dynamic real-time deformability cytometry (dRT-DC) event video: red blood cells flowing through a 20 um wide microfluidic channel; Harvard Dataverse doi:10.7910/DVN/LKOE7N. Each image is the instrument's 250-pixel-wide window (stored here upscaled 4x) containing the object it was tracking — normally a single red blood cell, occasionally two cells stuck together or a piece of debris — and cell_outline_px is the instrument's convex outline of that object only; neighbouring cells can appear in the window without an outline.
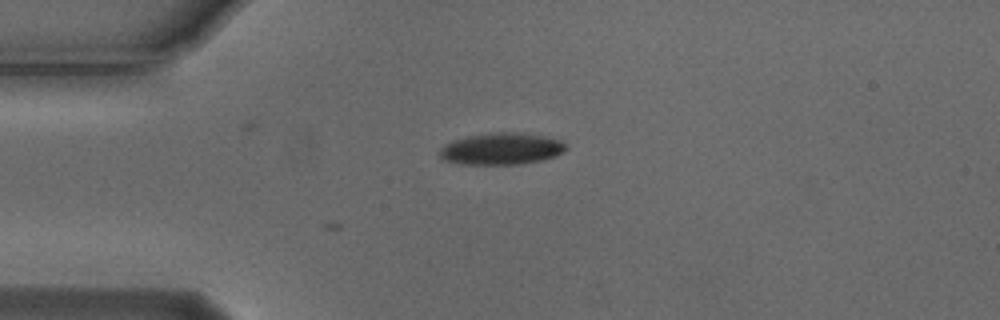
{"species": "Egyptian fruit bat (a non-hibernating species)", "species_latin": "Rousettus aegyptiacus", "temperature_condition": "cold", "stored_images_in_passage": 5, "camera_frame_rate_fps": 3000, "um_per_image_px": 0.085, "animal": {"sex": "male"}, "frame": {"image": 1, "passage_image": 5, "time_ms": 1.333, "image_size_px": [1000, 320], "cell_outline_px": [[568, 148], [556, 156], [540, 160], [520, 164], [460, 164], [444, 160], [440, 156], [440, 148], [444, 144], [452, 140], [468, 136], [492, 132], [512, 132], [540, 136], [560, 140]], "centroid_in_image_um": [42.57, 12.65], "position_along_channel_um": 42.4, "area_um2": 23.18}}